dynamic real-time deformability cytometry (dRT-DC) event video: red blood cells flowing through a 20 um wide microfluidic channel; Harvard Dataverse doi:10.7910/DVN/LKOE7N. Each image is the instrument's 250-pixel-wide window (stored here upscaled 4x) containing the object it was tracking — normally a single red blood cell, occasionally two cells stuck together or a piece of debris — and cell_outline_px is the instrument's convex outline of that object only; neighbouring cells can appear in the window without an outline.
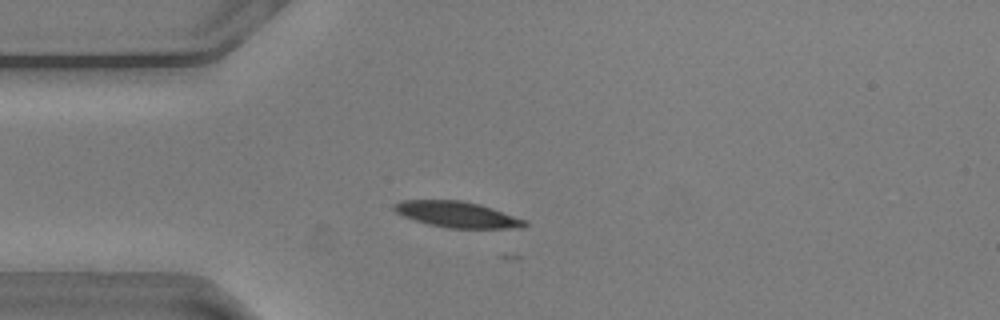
{"species": "common noctule bat (a hibernating species)", "species_latin": "Nyctalus noctula", "temperature_condition": "warm", "stored_images_in_passage": 17, "camera_frame_rate_fps": 3000, "um_per_image_px": 0.085, "animal": {"sex": "male", "body_mass_g": 20.5, "forearm_length_mm": 52.5}, "frame": {"image": 1, "passage_image": 14, "time_ms": 4.333, "image_size_px": [1000, 320], "cell_outline_px": [[528, 224], [524, 228], [448, 228], [428, 224], [404, 216], [396, 212], [392, 208], [392, 204], [400, 200], [460, 200], [480, 204], [528, 220]], "centroid_in_image_um": [38.88, 18.23], "position_along_channel_um": 46.1, "area_um2": 19.88}}